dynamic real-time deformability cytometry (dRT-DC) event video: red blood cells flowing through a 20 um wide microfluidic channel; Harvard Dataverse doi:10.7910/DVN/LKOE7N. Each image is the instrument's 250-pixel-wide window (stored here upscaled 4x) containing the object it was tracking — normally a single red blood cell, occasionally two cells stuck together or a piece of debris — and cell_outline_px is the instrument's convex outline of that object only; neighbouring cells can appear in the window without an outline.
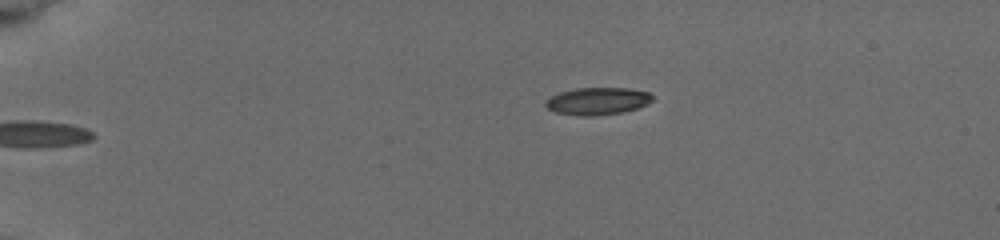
{"species": "common noctule bat (a hibernating species)", "species_latin": "Nyctalus noctula", "temperature_condition": "cold", "stored_images_in_passage": 8, "camera_frame_rate_fps": 3000, "um_per_image_px": 0.085, "animal": {"sex": "female", "body_mass_g": 19.5, "forearm_length_mm": 54.1}, "frame": {"image": 1, "passage_image": 8, "time_ms": 6.667, "image_size_px": [1000, 240], "cell_outline_px": [[652, 100], [648, 104], [624, 112], [592, 116], [580, 116], [556, 112], [548, 108], [544, 104], [544, 100], [548, 96], [560, 92], [576, 88], [628, 88], [648, 92], [652, 96]], "centroid_in_image_um": [50.75, 8.59], "position_along_channel_um": 34.3, "area_um2": 17.11}}